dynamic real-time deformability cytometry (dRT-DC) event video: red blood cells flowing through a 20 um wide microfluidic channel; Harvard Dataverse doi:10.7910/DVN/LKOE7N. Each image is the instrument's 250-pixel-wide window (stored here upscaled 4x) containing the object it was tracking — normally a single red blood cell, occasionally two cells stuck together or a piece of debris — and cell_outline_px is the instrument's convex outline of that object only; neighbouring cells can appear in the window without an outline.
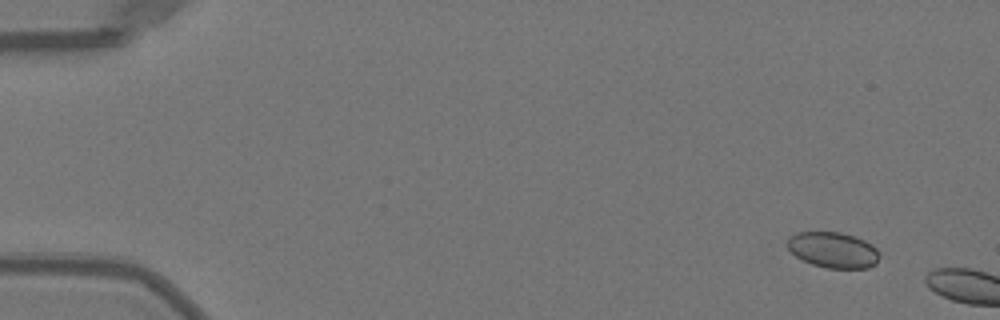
{"species": "Egyptian fruit bat (a non-hibernating species)", "species_latin": "Rousettus aegyptiacus", "temperature_condition": "warm", "stored_images_in_passage": 4, "camera_frame_rate_fps": 3000, "um_per_image_px": 0.085, "animal": {"sex": "female"}, "frame": {"image": 1, "passage_image": 1, "time_ms": 0.0, "image_size_px": [1000, 320], "cell_outline_px": [[880, 256], [876, 264], [868, 268], [824, 268], [812, 264], [796, 256], [788, 248], [788, 236], [796, 232], [840, 232], [856, 236], [872, 244], [880, 252]], "centroid_in_image_um": [70.84, 21.24], "position_along_channel_um": 14.2, "area_um2": 19.36}}